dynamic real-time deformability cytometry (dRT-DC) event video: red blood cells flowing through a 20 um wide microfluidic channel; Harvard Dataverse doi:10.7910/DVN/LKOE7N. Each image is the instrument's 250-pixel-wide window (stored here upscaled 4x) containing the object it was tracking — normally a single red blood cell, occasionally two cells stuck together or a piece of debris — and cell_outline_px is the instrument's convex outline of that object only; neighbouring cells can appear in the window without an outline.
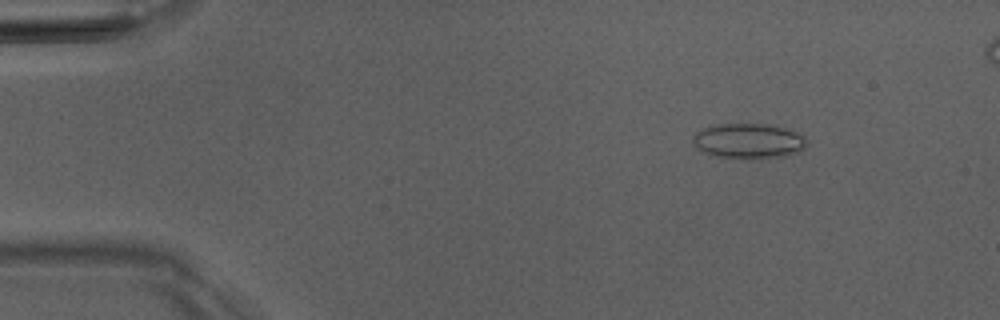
{"species": "Egyptian fruit bat (a non-hibernating species)", "species_latin": "Rousettus aegyptiacus", "temperature_condition": "room temperature", "stored_images_in_passage": 4, "camera_frame_rate_fps": 3000, "um_per_image_px": 0.085, "animal": {"sex": "male"}, "frame": {"image": 1, "passage_image": 2, "time_ms": 1.0, "image_size_px": [1000, 320], "cell_outline_px": [[808, 140], [804, 148], [800, 152], [784, 156], [744, 160], [716, 156], [704, 152], [692, 140], [692, 136], [696, 132], [704, 128], [716, 124], [768, 124], [784, 128], [796, 132], [804, 136]], "centroid_in_image_um": [63.66, 12.0], "position_along_channel_um": 21.3, "area_um2": 23.47}}